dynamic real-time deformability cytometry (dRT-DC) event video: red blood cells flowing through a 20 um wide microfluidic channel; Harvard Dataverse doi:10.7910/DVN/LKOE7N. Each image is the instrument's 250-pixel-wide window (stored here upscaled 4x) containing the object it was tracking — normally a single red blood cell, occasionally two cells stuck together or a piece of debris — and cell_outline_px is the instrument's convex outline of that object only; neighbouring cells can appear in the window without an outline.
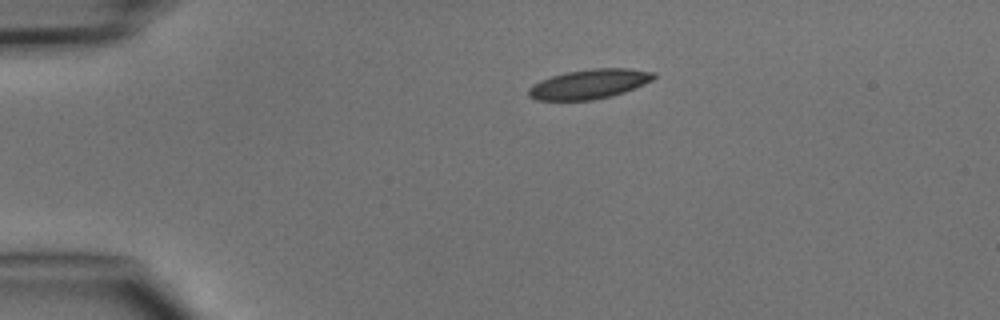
{"species": "common noctule bat (a hibernating species)", "species_latin": "Nyctalus noctula", "temperature_condition": "cold", "stored_images_in_passage": 3, "camera_frame_rate_fps": 3000, "um_per_image_px": 0.085, "animal": {"sex": "male", "body_mass_g": 15.6}, "frame": {"image": 1, "passage_image": 3, "time_ms": 2.333, "image_size_px": [1000, 320], "cell_outline_px": [[656, 76], [652, 80], [644, 84], [624, 92], [612, 96], [592, 100], [536, 100], [528, 96], [528, 88], [532, 84], [540, 80], [552, 76], [568, 72], [592, 68], [628, 68], [656, 72]], "centroid_in_image_um": [50.09, 7.14], "position_along_channel_um": 34.9, "area_um2": 21.62}}